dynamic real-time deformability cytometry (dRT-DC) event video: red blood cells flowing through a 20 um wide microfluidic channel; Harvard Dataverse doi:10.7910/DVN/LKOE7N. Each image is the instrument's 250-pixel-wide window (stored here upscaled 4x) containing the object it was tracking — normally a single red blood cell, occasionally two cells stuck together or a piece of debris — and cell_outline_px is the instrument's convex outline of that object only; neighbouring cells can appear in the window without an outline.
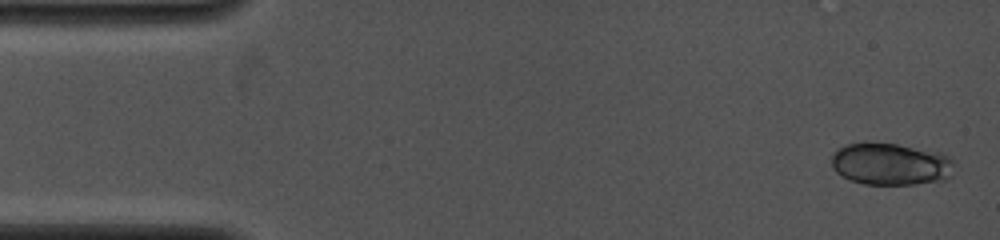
{"species": "common noctule bat (a hibernating species)", "species_latin": "Nyctalus noctula", "temperature_condition": "cold", "stored_images_in_passage": 6, "camera_frame_rate_fps": 4000, "um_per_image_px": 0.085, "animal": {"sex": "female", "body_mass_g": 19.0, "forearm_length_mm": 53.3}, "frame": {"image": 1, "passage_image": 1, "time_ms": 0.0, "image_size_px": [1000, 240], "cell_outline_px": [[952, 176], [944, 180], [916, 184], [864, 184], [840, 176], [832, 168], [832, 156], [840, 148], [848, 144], [864, 140], [896, 144], [940, 152], [948, 156], [952, 160]], "centroid_in_image_um": [75.69, 13.93], "position_along_channel_um": 9.3, "area_um2": 30.4}}
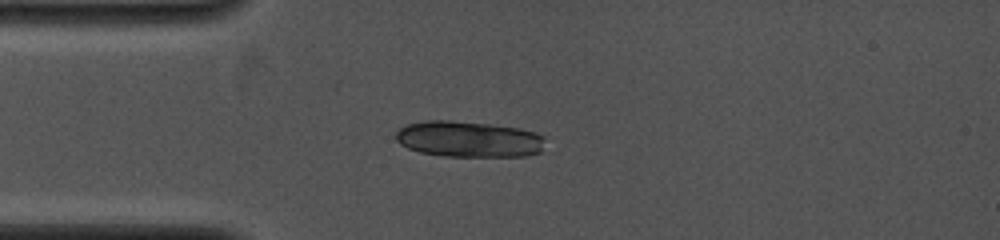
{"frame": {"image": 2, "passage_image": 6, "time_ms": 3.25, "image_size_px": [1000, 240], "cell_outline_px": [[544, 136], [540, 152], [524, 156], [444, 156], [420, 152], [408, 148], [400, 144], [396, 140], [396, 132], [400, 128], [408, 124], [424, 120], [452, 120], [488, 124], [520, 128]], "centroid_in_image_um": [39.8, 11.82], "position_along_channel_um": 45.2, "area_um2": 31.21}}